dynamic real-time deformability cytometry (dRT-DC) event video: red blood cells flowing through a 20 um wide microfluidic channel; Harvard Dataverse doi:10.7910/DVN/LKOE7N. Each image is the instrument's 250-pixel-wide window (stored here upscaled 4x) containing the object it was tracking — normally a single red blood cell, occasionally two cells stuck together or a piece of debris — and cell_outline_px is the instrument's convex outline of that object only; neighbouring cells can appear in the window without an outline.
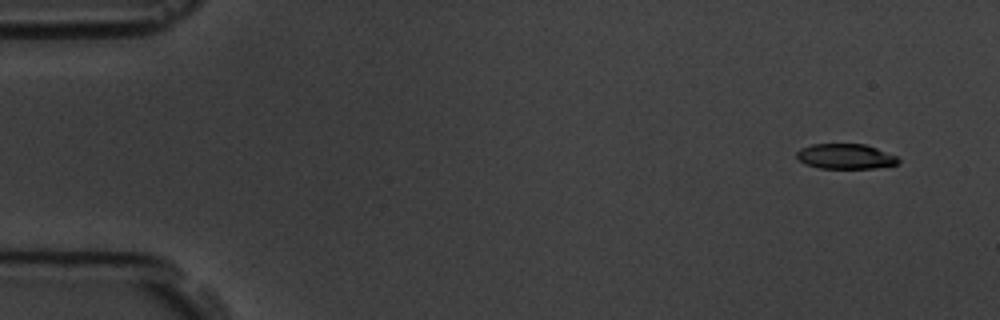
{"species": "common noctule bat (a hibernating species)", "species_latin": "Nyctalus noctula", "temperature_condition": "room temperature", "stored_images_in_passage": 6, "camera_frame_rate_fps": 3000, "um_per_image_px": 0.085, "animal": {"sex": "male", "body_mass_g": 19.5, "forearm_length_mm": 54.6}, "frame": {"image": 1, "passage_image": 1, "time_ms": 0.0, "image_size_px": [1000, 320], "cell_outline_px": [[900, 160], [896, 164], [876, 168], [820, 168], [804, 164], [796, 156], [796, 152], [800, 148], [812, 144], [864, 144], [876, 148], [896, 156]], "centroid_in_image_um": [71.83, 13.29], "position_along_channel_um": 13.2, "area_um2": 14.8}}
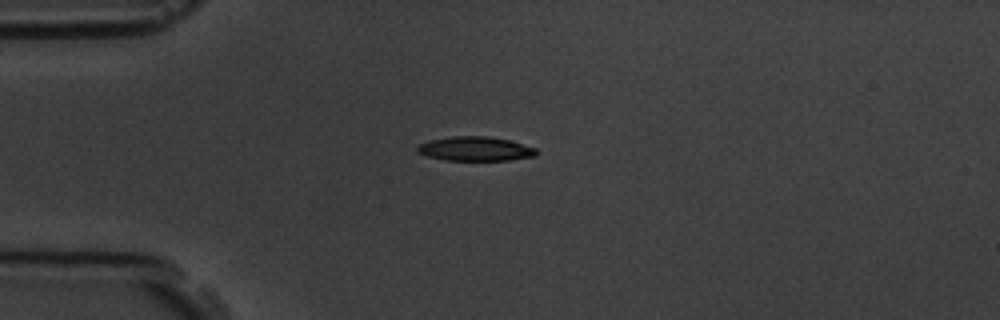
{"frame": {"image": 2, "passage_image": 4, "time_ms": 3.667, "image_size_px": [1000, 320], "cell_outline_px": [[540, 152], [536, 156], [508, 160], [444, 160], [428, 156], [416, 152], [416, 144], [428, 140], [452, 136], [488, 136], [508, 140], [536, 148]], "centroid_in_image_um": [40.37, 12.64], "position_along_channel_um": 44.6, "area_um2": 16.99}}
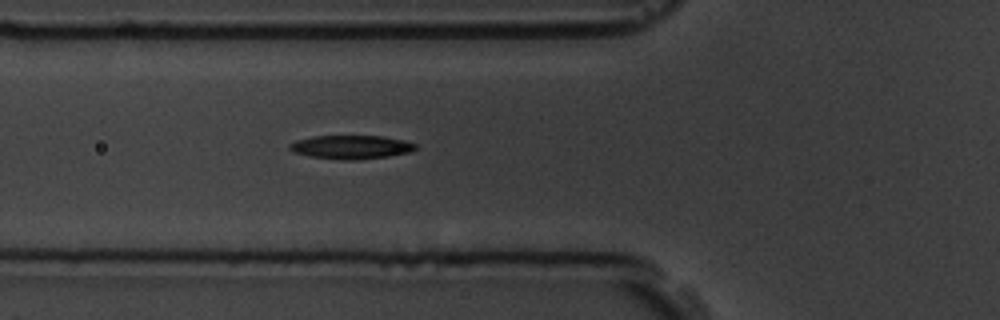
{"frame": {"image": 3, "passage_image": 6, "time_ms": 5.667, "image_size_px": [1000, 320], "cell_outline_px": [[416, 148], [412, 152], [388, 156], [356, 160], [344, 160], [308, 156], [292, 152], [288, 148], [288, 144], [296, 140], [312, 136], [384, 136], [404, 140], [416, 144]], "centroid_in_image_um": [29.82, 12.5], "position_along_channel_um": 96.0, "area_um2": 17.51}}